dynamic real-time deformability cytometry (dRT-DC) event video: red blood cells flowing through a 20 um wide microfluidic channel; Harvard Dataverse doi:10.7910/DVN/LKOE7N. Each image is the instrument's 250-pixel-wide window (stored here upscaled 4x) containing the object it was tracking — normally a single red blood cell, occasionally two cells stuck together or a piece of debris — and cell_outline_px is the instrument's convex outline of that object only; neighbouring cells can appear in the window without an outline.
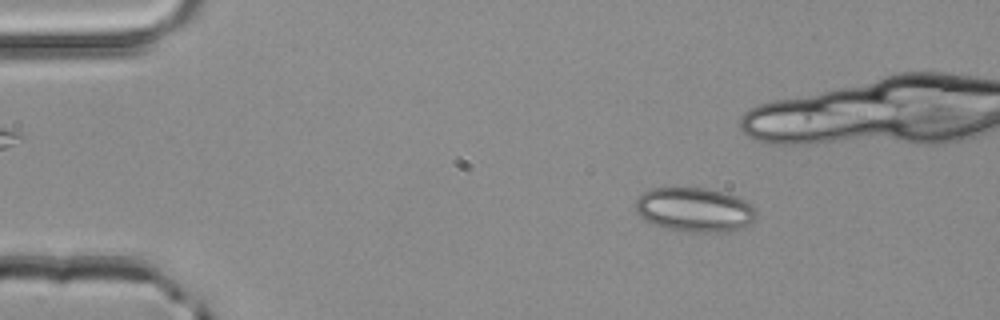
{"species": "common noctule bat (a hibernating species)", "species_latin": "Nyctalus noctula", "temperature_condition": "room temperature", "stored_images_in_passage": 52, "segment_of_instrument_passage": [1, 2], "camera_frame_rate_fps": 3000, "um_per_image_px": 0.085, "animal": {"sex": "male", "body_mass_g": 20.4}, "frame": {"image": 1, "passage_image": 8, "time_ms": 2.333, "image_size_px": [1000, 320], "cell_outline_px": [[756, 220], [736, 232], [688, 232], [664, 228], [644, 220], [636, 212], [636, 200], [648, 188], [708, 188], [724, 192], [748, 200], [756, 208]], "centroid_in_image_um": [59.1, 17.84], "position_along_channel_um": 25.9, "area_um2": 31.79}}